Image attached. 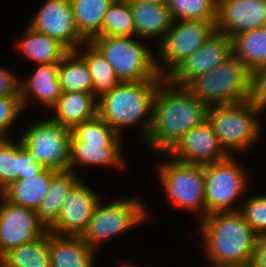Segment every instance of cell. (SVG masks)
<instances>
[{"mask_svg": "<svg viewBox=\"0 0 266 267\" xmlns=\"http://www.w3.org/2000/svg\"><path fill=\"white\" fill-rule=\"evenodd\" d=\"M45 168L38 164L21 140V166L19 179H28L40 174Z\"/></svg>", "mask_w": 266, "mask_h": 267, "instance_id": "37", "label": "cell"}, {"mask_svg": "<svg viewBox=\"0 0 266 267\" xmlns=\"http://www.w3.org/2000/svg\"><path fill=\"white\" fill-rule=\"evenodd\" d=\"M51 267H93L95 250L80 236H62L49 231Z\"/></svg>", "mask_w": 266, "mask_h": 267, "instance_id": "21", "label": "cell"}, {"mask_svg": "<svg viewBox=\"0 0 266 267\" xmlns=\"http://www.w3.org/2000/svg\"><path fill=\"white\" fill-rule=\"evenodd\" d=\"M19 82L11 72L0 68V97L20 96Z\"/></svg>", "mask_w": 266, "mask_h": 267, "instance_id": "38", "label": "cell"}, {"mask_svg": "<svg viewBox=\"0 0 266 267\" xmlns=\"http://www.w3.org/2000/svg\"><path fill=\"white\" fill-rule=\"evenodd\" d=\"M58 77L62 92L92 93V75L85 61L75 51H70L59 62Z\"/></svg>", "mask_w": 266, "mask_h": 267, "instance_id": "29", "label": "cell"}, {"mask_svg": "<svg viewBox=\"0 0 266 267\" xmlns=\"http://www.w3.org/2000/svg\"><path fill=\"white\" fill-rule=\"evenodd\" d=\"M100 195L79 181L70 189L57 220L48 228L62 236H82L93 217Z\"/></svg>", "mask_w": 266, "mask_h": 267, "instance_id": "16", "label": "cell"}, {"mask_svg": "<svg viewBox=\"0 0 266 267\" xmlns=\"http://www.w3.org/2000/svg\"><path fill=\"white\" fill-rule=\"evenodd\" d=\"M161 82H120L110 92L99 97L97 115L118 134L121 127L137 125L144 120L142 131L146 138L152 126L156 90Z\"/></svg>", "mask_w": 266, "mask_h": 267, "instance_id": "3", "label": "cell"}, {"mask_svg": "<svg viewBox=\"0 0 266 267\" xmlns=\"http://www.w3.org/2000/svg\"><path fill=\"white\" fill-rule=\"evenodd\" d=\"M29 26L58 40L69 51L88 42L76 27L70 0H46Z\"/></svg>", "mask_w": 266, "mask_h": 267, "instance_id": "15", "label": "cell"}, {"mask_svg": "<svg viewBox=\"0 0 266 267\" xmlns=\"http://www.w3.org/2000/svg\"><path fill=\"white\" fill-rule=\"evenodd\" d=\"M79 33L90 41L102 29L103 17L115 0H70Z\"/></svg>", "mask_w": 266, "mask_h": 267, "instance_id": "28", "label": "cell"}, {"mask_svg": "<svg viewBox=\"0 0 266 267\" xmlns=\"http://www.w3.org/2000/svg\"><path fill=\"white\" fill-rule=\"evenodd\" d=\"M261 110L249 100L236 104L209 106L207 120L219 139L223 149L247 150L260 136V123L257 113Z\"/></svg>", "mask_w": 266, "mask_h": 267, "instance_id": "7", "label": "cell"}, {"mask_svg": "<svg viewBox=\"0 0 266 267\" xmlns=\"http://www.w3.org/2000/svg\"><path fill=\"white\" fill-rule=\"evenodd\" d=\"M173 21H216L217 0H168Z\"/></svg>", "mask_w": 266, "mask_h": 267, "instance_id": "32", "label": "cell"}, {"mask_svg": "<svg viewBox=\"0 0 266 267\" xmlns=\"http://www.w3.org/2000/svg\"><path fill=\"white\" fill-rule=\"evenodd\" d=\"M200 220L212 266L249 267L258 234L239 210L211 213Z\"/></svg>", "mask_w": 266, "mask_h": 267, "instance_id": "2", "label": "cell"}, {"mask_svg": "<svg viewBox=\"0 0 266 267\" xmlns=\"http://www.w3.org/2000/svg\"><path fill=\"white\" fill-rule=\"evenodd\" d=\"M204 178L205 216L215 212L240 209L237 207L234 209L232 206L236 198L245 191L247 179L233 156L204 165Z\"/></svg>", "mask_w": 266, "mask_h": 267, "instance_id": "10", "label": "cell"}, {"mask_svg": "<svg viewBox=\"0 0 266 267\" xmlns=\"http://www.w3.org/2000/svg\"><path fill=\"white\" fill-rule=\"evenodd\" d=\"M102 36H135V26L130 3L126 0H115L103 17L102 29L95 37Z\"/></svg>", "mask_w": 266, "mask_h": 267, "instance_id": "31", "label": "cell"}, {"mask_svg": "<svg viewBox=\"0 0 266 267\" xmlns=\"http://www.w3.org/2000/svg\"><path fill=\"white\" fill-rule=\"evenodd\" d=\"M98 202L93 217L81 238L92 249L102 240L126 231L147 218V210L139 199H126L106 206Z\"/></svg>", "mask_w": 266, "mask_h": 267, "instance_id": "11", "label": "cell"}, {"mask_svg": "<svg viewBox=\"0 0 266 267\" xmlns=\"http://www.w3.org/2000/svg\"><path fill=\"white\" fill-rule=\"evenodd\" d=\"M239 211L258 235H266V195L248 198Z\"/></svg>", "mask_w": 266, "mask_h": 267, "instance_id": "34", "label": "cell"}, {"mask_svg": "<svg viewBox=\"0 0 266 267\" xmlns=\"http://www.w3.org/2000/svg\"><path fill=\"white\" fill-rule=\"evenodd\" d=\"M233 55L252 72L266 65V26L232 37Z\"/></svg>", "mask_w": 266, "mask_h": 267, "instance_id": "25", "label": "cell"}, {"mask_svg": "<svg viewBox=\"0 0 266 267\" xmlns=\"http://www.w3.org/2000/svg\"><path fill=\"white\" fill-rule=\"evenodd\" d=\"M249 267H266V235H258Z\"/></svg>", "mask_w": 266, "mask_h": 267, "instance_id": "39", "label": "cell"}, {"mask_svg": "<svg viewBox=\"0 0 266 267\" xmlns=\"http://www.w3.org/2000/svg\"><path fill=\"white\" fill-rule=\"evenodd\" d=\"M266 26V0H217L216 31L233 35Z\"/></svg>", "mask_w": 266, "mask_h": 267, "instance_id": "18", "label": "cell"}, {"mask_svg": "<svg viewBox=\"0 0 266 267\" xmlns=\"http://www.w3.org/2000/svg\"><path fill=\"white\" fill-rule=\"evenodd\" d=\"M73 170L57 172L52 178L45 199L37 209L38 219L48 229L58 218L61 206L70 189L79 181Z\"/></svg>", "mask_w": 266, "mask_h": 267, "instance_id": "27", "label": "cell"}, {"mask_svg": "<svg viewBox=\"0 0 266 267\" xmlns=\"http://www.w3.org/2000/svg\"><path fill=\"white\" fill-rule=\"evenodd\" d=\"M129 3L133 2H148L153 4H166L168 0H126Z\"/></svg>", "mask_w": 266, "mask_h": 267, "instance_id": "40", "label": "cell"}, {"mask_svg": "<svg viewBox=\"0 0 266 267\" xmlns=\"http://www.w3.org/2000/svg\"><path fill=\"white\" fill-rule=\"evenodd\" d=\"M0 259L4 267H51L49 230L33 241L11 248Z\"/></svg>", "mask_w": 266, "mask_h": 267, "instance_id": "26", "label": "cell"}, {"mask_svg": "<svg viewBox=\"0 0 266 267\" xmlns=\"http://www.w3.org/2000/svg\"><path fill=\"white\" fill-rule=\"evenodd\" d=\"M56 173V171L45 168L36 176L12 182L0 195L15 205L37 211L47 195L51 178Z\"/></svg>", "mask_w": 266, "mask_h": 267, "instance_id": "22", "label": "cell"}, {"mask_svg": "<svg viewBox=\"0 0 266 267\" xmlns=\"http://www.w3.org/2000/svg\"><path fill=\"white\" fill-rule=\"evenodd\" d=\"M170 159L158 169L165 192L178 207L203 211L202 219L205 217L204 166Z\"/></svg>", "mask_w": 266, "mask_h": 267, "instance_id": "9", "label": "cell"}, {"mask_svg": "<svg viewBox=\"0 0 266 267\" xmlns=\"http://www.w3.org/2000/svg\"><path fill=\"white\" fill-rule=\"evenodd\" d=\"M216 21H173L160 41V57L167 63L166 78L214 33ZM178 23V24H177ZM171 68V69H170Z\"/></svg>", "mask_w": 266, "mask_h": 267, "instance_id": "12", "label": "cell"}, {"mask_svg": "<svg viewBox=\"0 0 266 267\" xmlns=\"http://www.w3.org/2000/svg\"><path fill=\"white\" fill-rule=\"evenodd\" d=\"M0 204V257L11 248L43 236L48 229L35 210L15 205L4 197Z\"/></svg>", "mask_w": 266, "mask_h": 267, "instance_id": "14", "label": "cell"}, {"mask_svg": "<svg viewBox=\"0 0 266 267\" xmlns=\"http://www.w3.org/2000/svg\"><path fill=\"white\" fill-rule=\"evenodd\" d=\"M20 39L18 49L38 64L59 63L70 52L58 40L28 26Z\"/></svg>", "mask_w": 266, "mask_h": 267, "instance_id": "24", "label": "cell"}, {"mask_svg": "<svg viewBox=\"0 0 266 267\" xmlns=\"http://www.w3.org/2000/svg\"><path fill=\"white\" fill-rule=\"evenodd\" d=\"M251 71L232 55L215 69L193 79L186 88L208 107L249 99Z\"/></svg>", "mask_w": 266, "mask_h": 267, "instance_id": "5", "label": "cell"}, {"mask_svg": "<svg viewBox=\"0 0 266 267\" xmlns=\"http://www.w3.org/2000/svg\"><path fill=\"white\" fill-rule=\"evenodd\" d=\"M90 42L112 65L120 82L163 81L166 78L162 65L132 37H93Z\"/></svg>", "mask_w": 266, "mask_h": 267, "instance_id": "4", "label": "cell"}, {"mask_svg": "<svg viewBox=\"0 0 266 267\" xmlns=\"http://www.w3.org/2000/svg\"><path fill=\"white\" fill-rule=\"evenodd\" d=\"M135 26V39L161 36V41L170 29L173 19L167 4L148 2L130 3ZM163 35V36H162Z\"/></svg>", "mask_w": 266, "mask_h": 267, "instance_id": "23", "label": "cell"}, {"mask_svg": "<svg viewBox=\"0 0 266 267\" xmlns=\"http://www.w3.org/2000/svg\"><path fill=\"white\" fill-rule=\"evenodd\" d=\"M261 111L266 107V65L251 72L248 99Z\"/></svg>", "mask_w": 266, "mask_h": 267, "instance_id": "36", "label": "cell"}, {"mask_svg": "<svg viewBox=\"0 0 266 267\" xmlns=\"http://www.w3.org/2000/svg\"><path fill=\"white\" fill-rule=\"evenodd\" d=\"M163 154H168L169 157L183 163L202 166L230 156L223 149L208 120L192 128L167 153Z\"/></svg>", "mask_w": 266, "mask_h": 267, "instance_id": "17", "label": "cell"}, {"mask_svg": "<svg viewBox=\"0 0 266 267\" xmlns=\"http://www.w3.org/2000/svg\"><path fill=\"white\" fill-rule=\"evenodd\" d=\"M97 104L98 98L93 93L62 92V95L52 107L56 110V114L50 119L72 130L76 125L97 115Z\"/></svg>", "mask_w": 266, "mask_h": 267, "instance_id": "20", "label": "cell"}, {"mask_svg": "<svg viewBox=\"0 0 266 267\" xmlns=\"http://www.w3.org/2000/svg\"><path fill=\"white\" fill-rule=\"evenodd\" d=\"M84 55L79 53V48L75 51L87 64L92 75V93L97 97L110 92L117 84L120 83L112 65L100 53V51L88 41Z\"/></svg>", "mask_w": 266, "mask_h": 267, "instance_id": "30", "label": "cell"}, {"mask_svg": "<svg viewBox=\"0 0 266 267\" xmlns=\"http://www.w3.org/2000/svg\"><path fill=\"white\" fill-rule=\"evenodd\" d=\"M232 55V38L215 30L166 79L176 86L186 87L193 79L215 69Z\"/></svg>", "mask_w": 266, "mask_h": 267, "instance_id": "13", "label": "cell"}, {"mask_svg": "<svg viewBox=\"0 0 266 267\" xmlns=\"http://www.w3.org/2000/svg\"><path fill=\"white\" fill-rule=\"evenodd\" d=\"M207 110L186 87H176L165 78L156 90L152 126L145 141L167 153L187 132L207 120Z\"/></svg>", "mask_w": 266, "mask_h": 267, "instance_id": "1", "label": "cell"}, {"mask_svg": "<svg viewBox=\"0 0 266 267\" xmlns=\"http://www.w3.org/2000/svg\"><path fill=\"white\" fill-rule=\"evenodd\" d=\"M119 135L105 120L94 118L71 130V165L118 166L123 168Z\"/></svg>", "mask_w": 266, "mask_h": 267, "instance_id": "6", "label": "cell"}, {"mask_svg": "<svg viewBox=\"0 0 266 267\" xmlns=\"http://www.w3.org/2000/svg\"><path fill=\"white\" fill-rule=\"evenodd\" d=\"M58 66L59 63L38 64L36 71L28 79L29 81L20 82V97L23 108L29 100L28 97L32 96L49 108L56 104L62 95Z\"/></svg>", "mask_w": 266, "mask_h": 267, "instance_id": "19", "label": "cell"}, {"mask_svg": "<svg viewBox=\"0 0 266 267\" xmlns=\"http://www.w3.org/2000/svg\"><path fill=\"white\" fill-rule=\"evenodd\" d=\"M21 140L35 161L56 172L71 171V129L46 119L32 124Z\"/></svg>", "mask_w": 266, "mask_h": 267, "instance_id": "8", "label": "cell"}, {"mask_svg": "<svg viewBox=\"0 0 266 267\" xmlns=\"http://www.w3.org/2000/svg\"><path fill=\"white\" fill-rule=\"evenodd\" d=\"M21 140L0 139V193L20 176Z\"/></svg>", "mask_w": 266, "mask_h": 267, "instance_id": "33", "label": "cell"}, {"mask_svg": "<svg viewBox=\"0 0 266 267\" xmlns=\"http://www.w3.org/2000/svg\"><path fill=\"white\" fill-rule=\"evenodd\" d=\"M22 108L20 96L0 97V139L8 138L5 134L16 118L19 117Z\"/></svg>", "mask_w": 266, "mask_h": 267, "instance_id": "35", "label": "cell"}]
</instances>
